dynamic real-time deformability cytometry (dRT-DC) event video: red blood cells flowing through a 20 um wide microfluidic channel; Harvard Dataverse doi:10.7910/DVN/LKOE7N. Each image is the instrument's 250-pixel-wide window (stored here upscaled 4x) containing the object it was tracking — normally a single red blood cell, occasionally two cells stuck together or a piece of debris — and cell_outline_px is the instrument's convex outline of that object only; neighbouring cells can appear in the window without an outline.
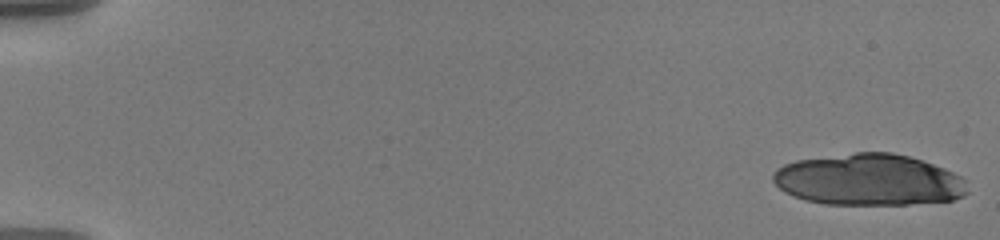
{"species": "human", "species_latin": "Homo sapiens", "temperature_condition": "warm", "stored_images_in_passage": 20, "camera_frame_rate_fps": 3000, "um_per_image_px": 0.085, "donor": {"sex": "male"}, "frame": {"image": 1, "passage_image": 1, "time_ms": 0.0, "image_size_px": [1000, 240], "cell_outline_px": [[968, 192], [964, 196], [952, 200], [908, 204], [824, 204], [804, 200], [792, 196], [784, 192], [772, 180], [772, 172], [776, 168], [784, 164], [796, 160], [856, 152], [892, 152], [908, 156], [944, 168], [968, 180]], "centroid_in_image_um": [73.84, 15.28], "position_along_channel_um": 11.2, "area_um2": 58.67}}